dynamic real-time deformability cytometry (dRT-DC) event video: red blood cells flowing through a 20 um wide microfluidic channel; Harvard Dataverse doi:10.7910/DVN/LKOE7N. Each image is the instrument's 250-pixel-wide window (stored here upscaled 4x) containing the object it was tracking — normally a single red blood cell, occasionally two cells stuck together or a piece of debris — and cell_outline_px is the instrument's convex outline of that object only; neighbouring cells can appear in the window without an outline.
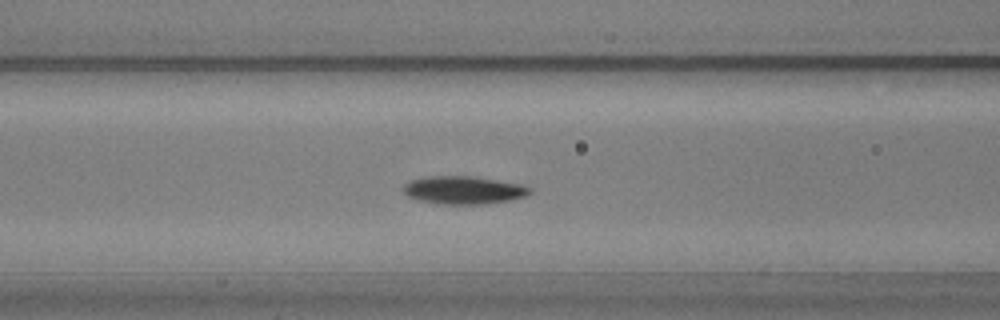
{"species": "common noctule bat (a hibernating species)", "species_latin": "Nyctalus noctula", "temperature_condition": "warm", "stored_images_in_passage": 40, "camera_frame_rate_fps": 3000, "um_per_image_px": 0.085, "animal": {"sex": "male", "body_mass_g": 20.5, "forearm_length_mm": 52.5}, "frame": {"image": 1, "passage_image": 6, "time_ms": 1.667, "image_size_px": [1000, 320], "cell_outline_px": [[532, 192], [524, 196], [508, 200], [484, 204], [440, 204], [420, 200], [408, 196], [404, 192], [404, 184], [412, 180], [428, 176], [472, 176], [520, 184], [532, 188]], "centroid_in_image_um": [39.41, 16.15], "position_along_channel_um": 127.2, "area_um2": 20.35}}
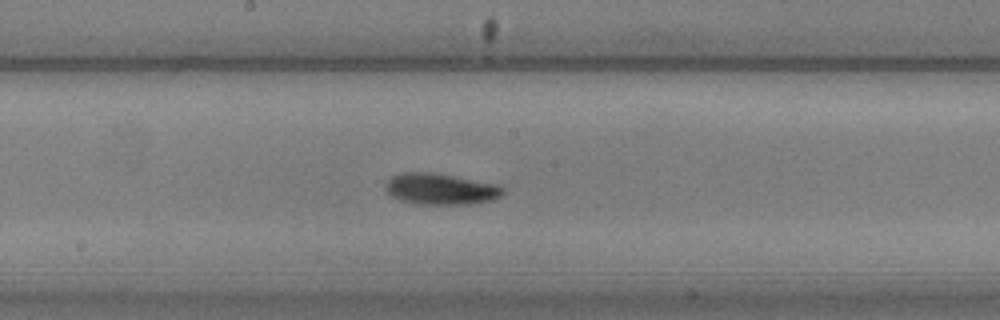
{"frame": {"image": 2, "passage_image": 13, "time_ms": 4.0, "image_size_px": [1000, 320], "cell_outline_px": [[504, 192], [500, 196], [492, 200], [472, 204], [412, 204], [400, 200], [392, 196], [384, 188], [384, 184], [392, 176], [404, 172], [436, 172], [500, 184], [504, 188]], "centroid_in_image_um": [37.47, 16.05], "position_along_channel_um": 210.7, "area_um2": 21.79}}
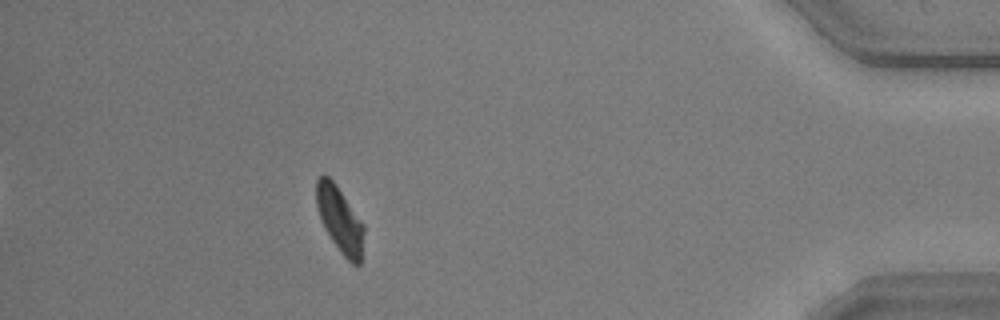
{"frame": {"image": 3, "passage_image": 34, "time_ms": 11.0, "image_size_px": [1000, 320], "cell_outline_px": [[364, 232], [360, 264], [352, 264], [340, 252], [324, 228], [320, 220], [316, 204], [316, 180], [324, 172], [336, 184], [364, 224]], "centroid_in_image_um": [28.87, 18.64], "position_along_channel_um": 406.3, "area_um2": 18.26}, "authors_computed_cell_mechanics": {"area_um2": 19.6809, "velocity_mm_per_s": 3.5752, "shape_relaxation_time_tau1_ms": 2.0203, "shape_relaxation_time_tau2_ms": 4.7788, "deformation_change_tau1": 0.1, "deformation_change_tau2": 0.0733}}